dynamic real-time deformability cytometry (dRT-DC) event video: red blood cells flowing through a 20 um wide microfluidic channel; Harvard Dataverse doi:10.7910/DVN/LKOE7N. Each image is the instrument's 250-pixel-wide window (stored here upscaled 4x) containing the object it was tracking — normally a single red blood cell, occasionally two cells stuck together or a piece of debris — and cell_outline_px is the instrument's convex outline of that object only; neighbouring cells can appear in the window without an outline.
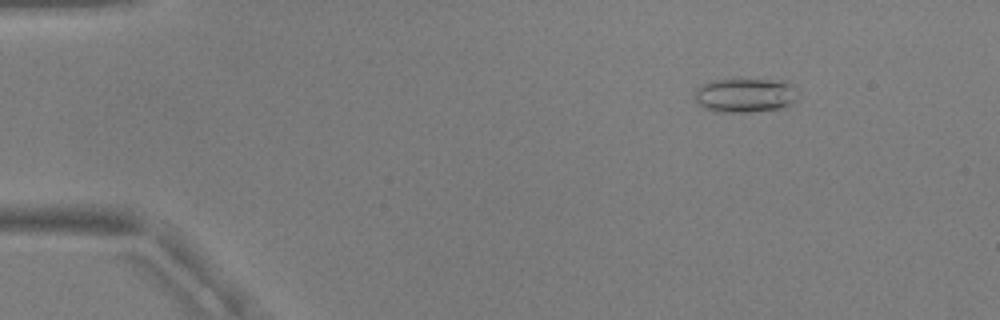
{"species": "common noctule bat (a hibernating species)", "species_latin": "Nyctalus noctula", "temperature_condition": "warm", "stored_images_in_passage": 50, "camera_frame_rate_fps": 3000, "um_per_image_px": 0.085, "animal": {"sex": "male", "body_mass_g": 17.9, "forearm_length_mm": 54.2}, "frame": {"image": 1, "passage_image": 4, "time_ms": 1.0, "image_size_px": [1000, 320], "cell_outline_px": [[800, 92], [796, 100], [784, 108], [748, 112], [716, 112], [704, 108], [696, 100], [696, 88], [704, 84], [716, 80], [740, 76], [772, 80], [792, 84]], "centroid_in_image_um": [63.38, 8.06], "position_along_channel_um": 21.6, "area_um2": 21.27}}
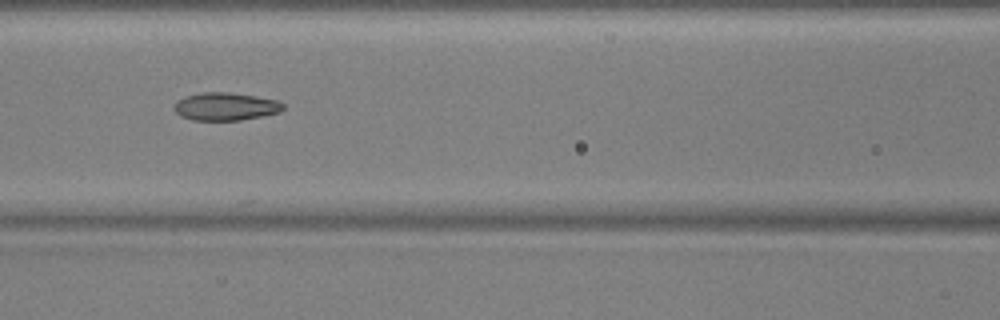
{"frame": {"image": 2, "passage_image": 21, "time_ms": 6.667, "image_size_px": [1000, 320], "cell_outline_px": [[284, 108], [280, 112], [264, 116], [240, 120], [192, 120], [180, 116], [172, 108], [176, 100], [200, 92], [232, 92], [256, 96], [276, 100], [284, 104]], "centroid_in_image_um": [19.16, 9.05], "position_along_channel_um": 147.4, "area_um2": 17.86}}
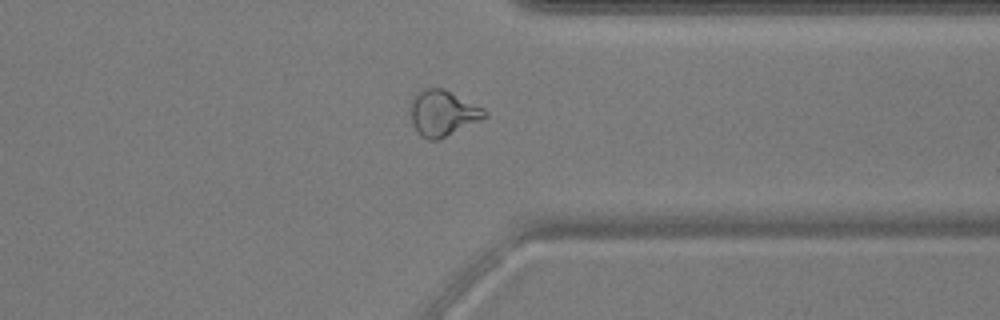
{"frame": {"image": 3, "passage_image": 39, "time_ms": 12.667, "image_size_px": [1000, 320], "cell_outline_px": [[488, 116], [480, 120], [436, 140], [428, 140], [420, 136], [416, 132], [412, 124], [412, 100], [416, 92], [420, 88], [444, 88], [484, 108], [488, 112]], "centroid_in_image_um": [37.63, 9.59], "position_along_channel_um": 373.8, "area_um2": 19.65}, "authors_computed_cell_mechanics": {"area_um2": 18.7272, "velocity_mm_per_s": 3.8008, "shape_relaxation_time_tau1_ms": 8.0202, "shape_relaxation_time_tau2_ms": 1.7887, "deformation_change_tau1": 0.1983, "deformation_change_tau2": 0.0887}}